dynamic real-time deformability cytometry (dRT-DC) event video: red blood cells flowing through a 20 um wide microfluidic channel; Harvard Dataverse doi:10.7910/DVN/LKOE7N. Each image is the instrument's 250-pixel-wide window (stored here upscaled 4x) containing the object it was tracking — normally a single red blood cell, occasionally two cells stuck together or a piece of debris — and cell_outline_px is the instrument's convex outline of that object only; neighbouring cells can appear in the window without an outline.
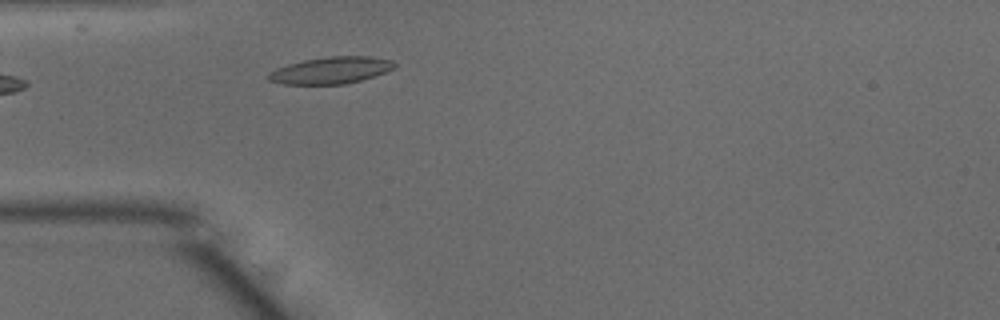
{"species": "common noctule bat (a hibernating species)", "species_latin": "Nyctalus noctula", "temperature_condition": "warm", "stored_images_in_passage": 10, "camera_frame_rate_fps": 3000, "um_per_image_px": 0.085, "animal": {"sex": "male", "body_mass_g": 15.6}, "frame": {"image": 1, "passage_image": 1, "time_ms": 0.0, "image_size_px": [1000, 320], "cell_outline_px": [[396, 64], [392, 68], [384, 72], [360, 80], [344, 84], [284, 84], [268, 80], [268, 76], [276, 68], [288, 64], [304, 60], [328, 56], [368, 56], [392, 60]], "centroid_in_image_um": [28.11, 5.97], "position_along_channel_um": 56.9, "area_um2": 19.36}}
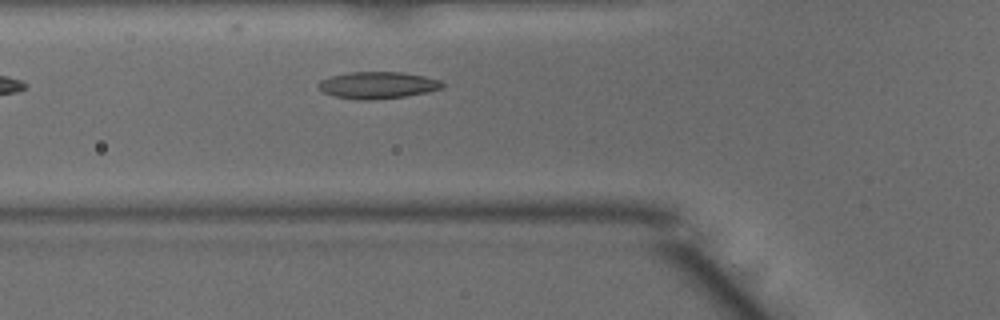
{"frame": {"image": 2, "passage_image": 4, "time_ms": 1.0, "image_size_px": [1000, 320], "cell_outline_px": [[444, 88], [428, 92], [408, 96], [372, 100], [360, 100], [332, 96], [324, 92], [316, 84], [320, 80], [332, 76], [348, 72], [404, 72], [424, 76], [440, 80], [444, 84]], "centroid_in_image_um": [32.12, 7.24], "position_along_channel_um": 93.7, "area_um2": 19.59}}
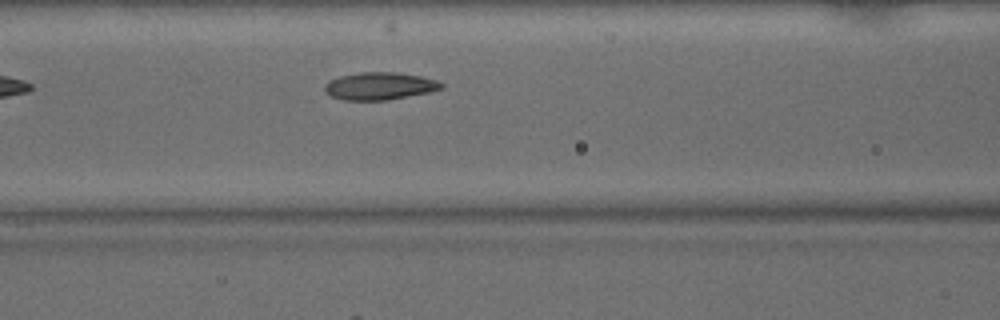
{"frame": {"image": 3, "passage_image": 7, "time_ms": 2.0, "image_size_px": [1000, 320], "cell_outline_px": [[444, 88], [428, 92], [388, 100], [344, 100], [332, 96], [324, 92], [324, 84], [340, 76], [360, 72], [396, 72], [420, 76], [436, 80], [444, 84]], "centroid_in_image_um": [32.27, 7.31], "position_along_channel_um": 134.3, "area_um2": 18.61}}